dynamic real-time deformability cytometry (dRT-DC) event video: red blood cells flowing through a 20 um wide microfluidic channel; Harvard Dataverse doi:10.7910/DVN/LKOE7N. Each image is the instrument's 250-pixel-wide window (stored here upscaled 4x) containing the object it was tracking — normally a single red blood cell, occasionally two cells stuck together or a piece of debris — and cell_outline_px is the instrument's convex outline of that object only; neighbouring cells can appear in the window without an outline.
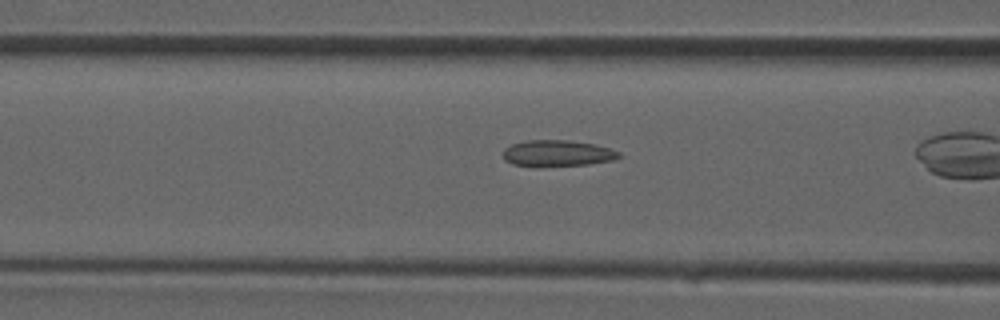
{"species": "common noctule bat (a hibernating species)", "species_latin": "Nyctalus noctula", "temperature_condition": "room temperature", "stored_images_in_passage": 10, "camera_frame_rate_fps": 3000, "um_per_image_px": 0.085, "animal": {"sex": "male", "forearm_length_mm": 52.5}, "frame": {"image": 1, "passage_image": 4, "time_ms": 1.0, "image_size_px": [1000, 320], "cell_outline_px": [[620, 156], [612, 160], [588, 164], [512, 164], [504, 160], [504, 148], [512, 144], [528, 140], [568, 140], [592, 144], [608, 148], [620, 152]], "centroid_in_image_um": [47.38, 12.99], "position_along_channel_um": 119.2, "area_um2": 16.82}}